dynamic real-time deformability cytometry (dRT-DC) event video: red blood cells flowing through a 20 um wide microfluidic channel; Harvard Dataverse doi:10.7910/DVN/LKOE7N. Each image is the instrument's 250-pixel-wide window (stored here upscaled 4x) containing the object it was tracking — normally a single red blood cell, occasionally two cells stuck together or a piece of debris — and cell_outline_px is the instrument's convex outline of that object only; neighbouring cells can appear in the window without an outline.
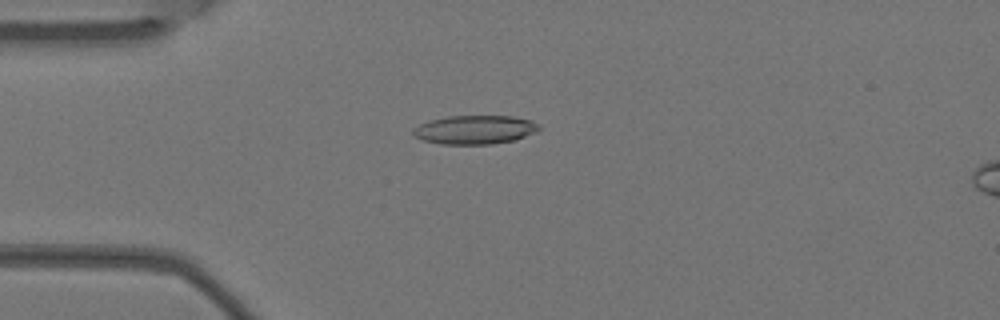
{"species": "Egyptian fruit bat (a non-hibernating species)", "species_latin": "Rousettus aegyptiacus", "temperature_condition": "warm", "stored_images_in_passage": 5, "segment_of_instrument_passage": [1, 2], "camera_frame_rate_fps": 3000, "um_per_image_px": 0.085, "animal": {"sex": "female"}, "frame": {"image": 1, "passage_image": 4, "time_ms": 1.0, "image_size_px": [1000, 320], "cell_outline_px": [[540, 128], [536, 132], [516, 140], [492, 144], [440, 144], [424, 140], [412, 136], [412, 128], [428, 120], [448, 116], [512, 116], [532, 120], [540, 124]], "centroid_in_image_um": [40.36, 11.02], "position_along_channel_um": 44.6, "area_um2": 21.39}}